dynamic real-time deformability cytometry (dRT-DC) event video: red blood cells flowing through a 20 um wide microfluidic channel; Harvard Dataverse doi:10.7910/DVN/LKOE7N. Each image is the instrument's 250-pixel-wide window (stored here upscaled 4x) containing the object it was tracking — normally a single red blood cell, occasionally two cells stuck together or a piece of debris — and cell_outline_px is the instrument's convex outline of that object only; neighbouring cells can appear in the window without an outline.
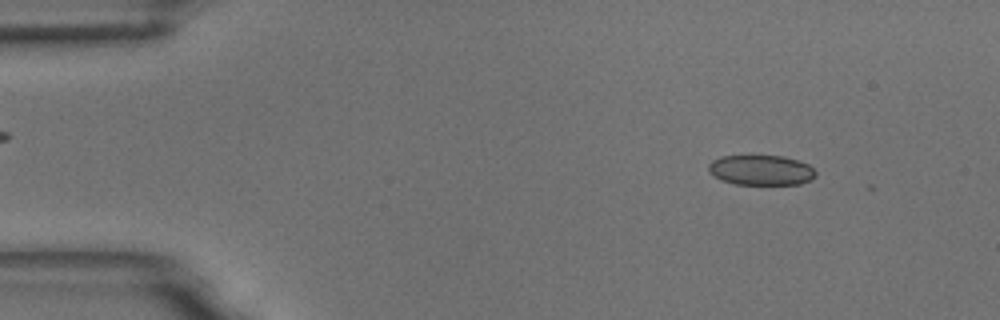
{"species": "common noctule bat (a hibernating species)", "species_latin": "Nyctalus noctula", "temperature_condition": "room temperature", "stored_images_in_passage": 33, "camera_frame_rate_fps": 3000, "um_per_image_px": 0.085, "animal": {"sex": "male", "body_mass_g": 18.8}, "frame": {"image": 1, "passage_image": 6, "time_ms": 1.667, "image_size_px": [1000, 320], "cell_outline_px": [[816, 176], [812, 180], [800, 184], [736, 184], [720, 180], [708, 172], [708, 164], [712, 160], [720, 156], [784, 156], [808, 164], [816, 172]], "centroid_in_image_um": [64.67, 14.46], "position_along_channel_um": 20.3, "area_um2": 18.9}}
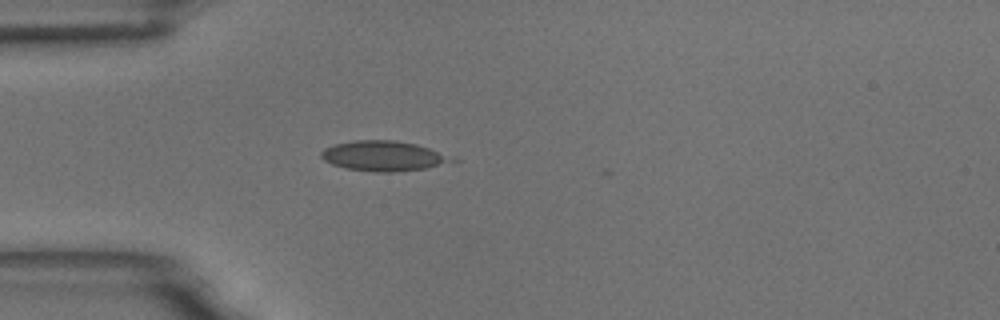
{"frame": {"image": 2, "passage_image": 15, "time_ms": 4.667, "image_size_px": [1000, 320], "cell_outline_px": [[444, 160], [428, 168], [392, 172], [376, 172], [344, 168], [332, 164], [324, 160], [320, 156], [320, 152], [324, 148], [336, 144], [356, 140], [396, 140], [416, 144], [428, 148], [444, 156]], "centroid_in_image_um": [32.37, 13.25], "position_along_channel_um": 52.6, "area_um2": 21.96}}
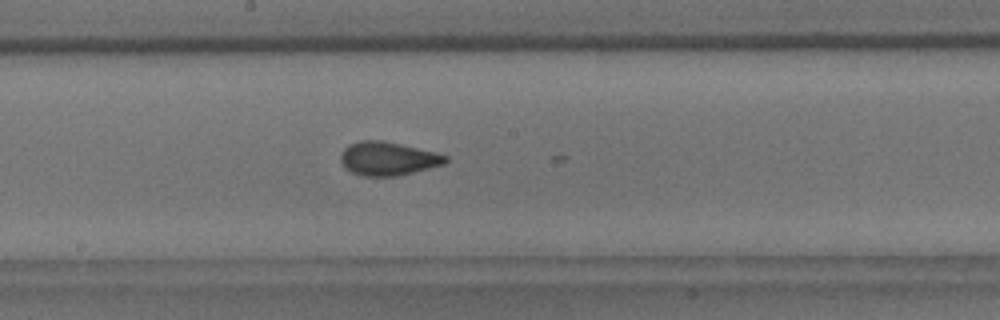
{"frame": {"image": 3, "passage_image": 29, "time_ms": 9.333, "image_size_px": [1000, 320], "cell_outline_px": [[448, 160], [444, 164], [396, 176], [364, 176], [352, 172], [344, 168], [340, 160], [340, 156], [344, 148], [348, 144], [360, 140], [384, 140], [436, 152], [448, 156]], "centroid_in_image_um": [32.95, 13.47], "position_along_channel_um": 215.3, "area_um2": 20.58}}